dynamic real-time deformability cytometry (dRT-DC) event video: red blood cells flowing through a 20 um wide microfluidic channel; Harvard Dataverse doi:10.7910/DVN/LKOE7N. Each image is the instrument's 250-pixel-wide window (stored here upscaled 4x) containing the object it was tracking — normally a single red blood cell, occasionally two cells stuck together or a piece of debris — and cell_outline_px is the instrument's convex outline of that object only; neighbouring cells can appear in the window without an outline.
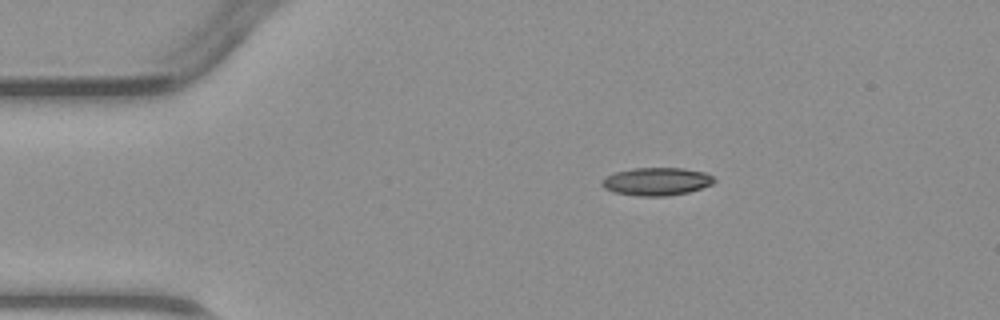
{"species": "common noctule bat (a hibernating species)", "species_latin": "Nyctalus noctula", "temperature_condition": "warm", "stored_images_in_passage": 3, "camera_frame_rate_fps": 3000, "um_per_image_px": 0.085, "animal": {"sex": "male", "body_mass_g": 23.1, "forearm_length_mm": 52.7}, "frame": {"image": 1, "passage_image": 1, "time_ms": 0.0, "image_size_px": [1000, 320], "cell_outline_px": [[716, 180], [712, 184], [688, 192], [668, 196], [636, 196], [612, 192], [604, 188], [600, 184], [600, 180], [604, 176], [616, 172], [632, 168], [684, 168], [704, 172], [712, 176]], "centroid_in_image_um": [55.75, 15.43], "position_along_channel_um": 29.2, "area_um2": 18.44}}
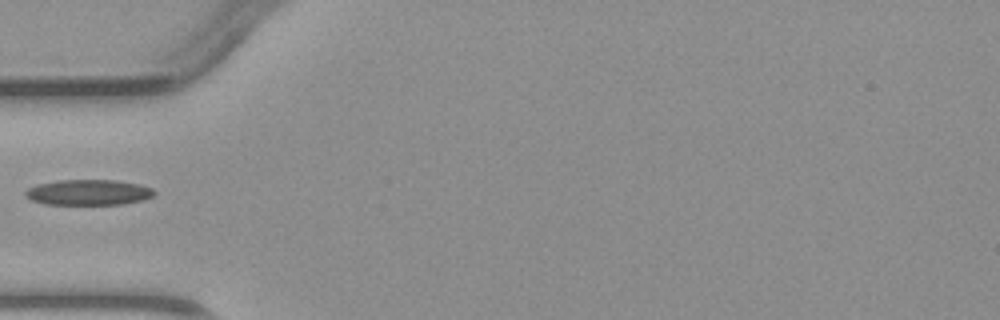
{"frame": {"image": 2, "passage_image": 3, "time_ms": 2.333, "image_size_px": [1000, 320], "cell_outline_px": [[156, 192], [152, 196], [144, 200], [124, 204], [44, 204], [32, 200], [24, 192], [28, 188], [36, 184], [56, 180], [116, 180], [140, 184], [152, 188]], "centroid_in_image_um": [7.54, 16.34], "position_along_channel_um": 77.5, "area_um2": 19.25}}